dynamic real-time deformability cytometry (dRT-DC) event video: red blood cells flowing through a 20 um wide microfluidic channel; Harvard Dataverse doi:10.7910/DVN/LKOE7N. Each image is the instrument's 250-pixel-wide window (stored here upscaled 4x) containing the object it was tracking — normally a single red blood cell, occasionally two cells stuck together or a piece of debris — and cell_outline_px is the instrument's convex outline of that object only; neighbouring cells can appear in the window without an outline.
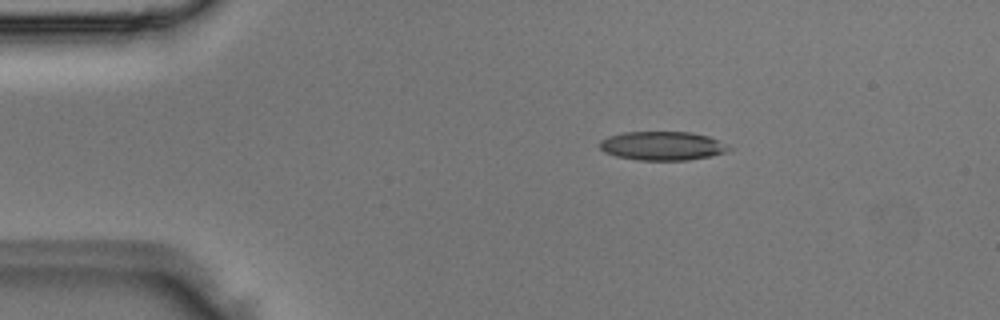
{"species": "Egyptian fruit bat (a non-hibernating species)", "species_latin": "Rousettus aegyptiacus", "temperature_condition": "room temperature", "stored_images_in_passage": 3, "camera_frame_rate_fps": 3000, "um_per_image_px": 0.085, "animal": {"sex": "male"}, "frame": {"image": 1, "passage_image": 1, "time_ms": 0.0, "image_size_px": [1000, 320], "cell_outline_px": [[732, 148], [728, 152], [712, 156], [688, 160], [636, 160], [616, 156], [604, 152], [600, 148], [600, 140], [608, 136], [624, 132], [692, 132], [708, 136]], "centroid_in_image_um": [56.29, 12.4], "position_along_channel_um": 28.7, "area_um2": 21.73}}